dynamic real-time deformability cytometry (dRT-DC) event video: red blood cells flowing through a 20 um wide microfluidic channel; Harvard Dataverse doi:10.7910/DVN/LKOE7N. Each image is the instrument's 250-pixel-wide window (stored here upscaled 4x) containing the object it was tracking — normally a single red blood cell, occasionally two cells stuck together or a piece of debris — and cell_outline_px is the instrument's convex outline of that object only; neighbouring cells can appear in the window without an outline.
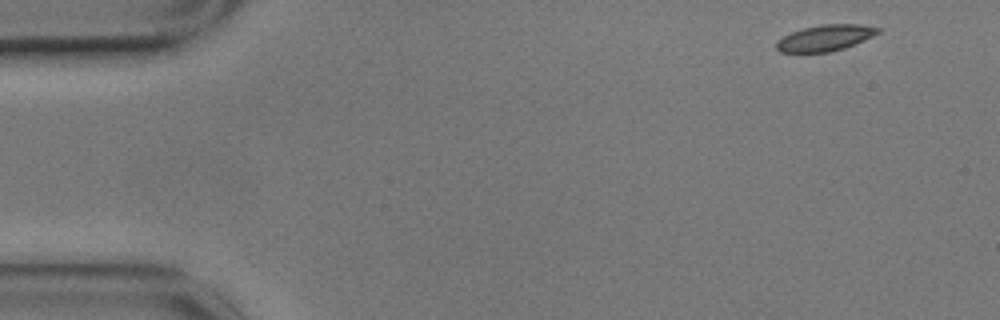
{"species": "common noctule bat (a hibernating species)", "species_latin": "Nyctalus noctula", "temperature_condition": "cold", "stored_images_in_passage": 54, "camera_frame_rate_fps": 3000, "um_per_image_px": 0.085, "animal": {"sex": "male", "body_mass_g": 17.9}, "frame": {"image": 1, "passage_image": 1, "time_ms": 0.0, "image_size_px": [1000, 320], "cell_outline_px": [[880, 32], [864, 40], [844, 48], [828, 52], [780, 52], [776, 48], [776, 40], [792, 32], [804, 28], [820, 24], [860, 24], [880, 28]], "centroid_in_image_um": [70.13, 3.22], "position_along_channel_um": 14.9, "area_um2": 15.32}}
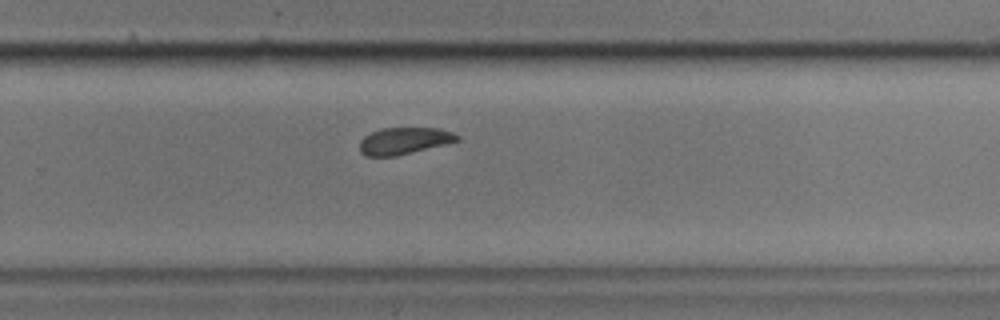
{"frame": {"image": 2, "passage_image": 34, "time_ms": 11.0, "image_size_px": [1000, 320], "cell_outline_px": [[460, 140], [448, 144], [396, 156], [364, 156], [360, 152], [360, 140], [364, 136], [372, 132], [384, 128], [436, 128], [452, 132], [460, 136]], "centroid_in_image_um": [34.36, 11.98], "position_along_channel_um": 295.4, "area_um2": 15.32}}
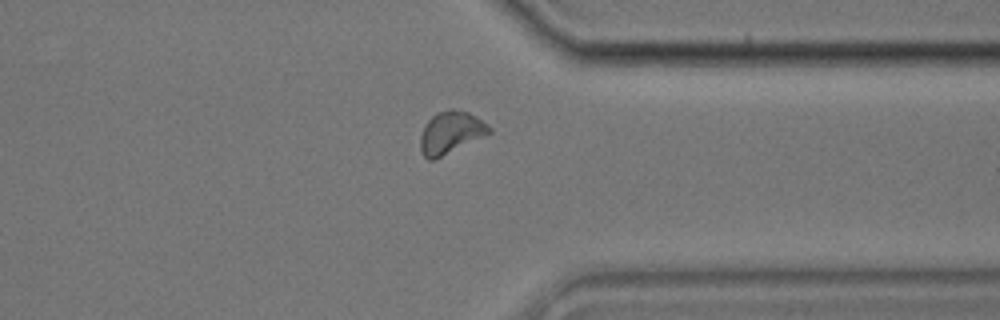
{"frame": {"image": 3, "passage_image": 41, "time_ms": 13.333, "image_size_px": [1000, 320], "cell_outline_px": [[492, 132], [436, 160], [428, 160], [420, 152], [420, 136], [424, 124], [432, 116], [440, 112], [452, 108], [468, 112], [476, 116], [488, 124], [492, 128]], "centroid_in_image_um": [38.3, 11.28], "position_along_channel_um": 373.1, "area_um2": 17.17}}